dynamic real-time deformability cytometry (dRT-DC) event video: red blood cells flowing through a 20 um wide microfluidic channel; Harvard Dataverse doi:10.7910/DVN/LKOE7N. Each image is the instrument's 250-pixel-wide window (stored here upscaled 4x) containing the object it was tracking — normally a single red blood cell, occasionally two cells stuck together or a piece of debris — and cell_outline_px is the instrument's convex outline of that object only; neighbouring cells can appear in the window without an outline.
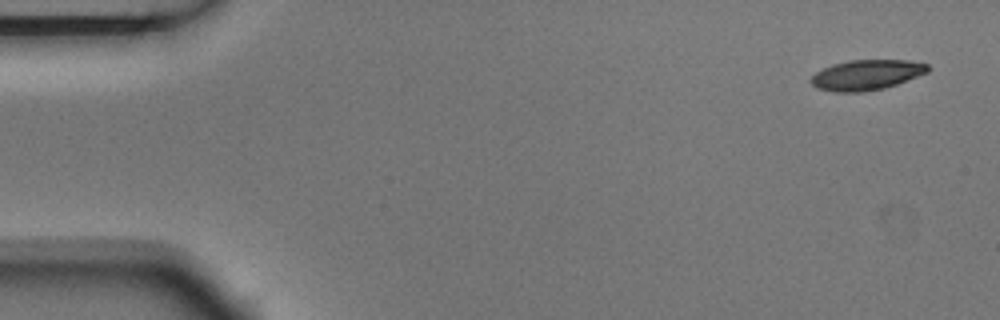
{"species": "Egyptian fruit bat (a non-hibernating species)", "species_latin": "Rousettus aegyptiacus", "temperature_condition": "room temperature", "stored_images_in_passage": 4, "camera_frame_rate_fps": 3000, "um_per_image_px": 0.085, "animal": {"sex": "male"}, "frame": {"image": 1, "passage_image": 1, "time_ms": 0.0, "image_size_px": [1000, 320], "cell_outline_px": [[932, 68], [928, 72], [896, 84], [884, 88], [860, 92], [832, 92], [816, 88], [808, 80], [816, 72], [832, 64], [848, 60], [908, 60], [928, 64]], "centroid_in_image_um": [73.64, 6.36], "position_along_channel_um": 11.4, "area_um2": 20.69}}